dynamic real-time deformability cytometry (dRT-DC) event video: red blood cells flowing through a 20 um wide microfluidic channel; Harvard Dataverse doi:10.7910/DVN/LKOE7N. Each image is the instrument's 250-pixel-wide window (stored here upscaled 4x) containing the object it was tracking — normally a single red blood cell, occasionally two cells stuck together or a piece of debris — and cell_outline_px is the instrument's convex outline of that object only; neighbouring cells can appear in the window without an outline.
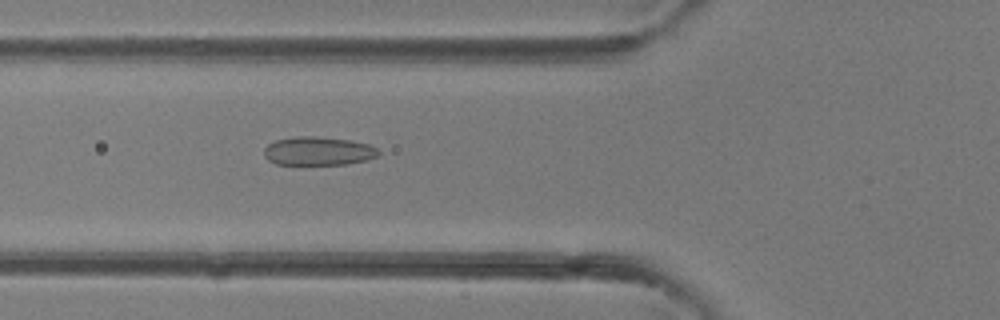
{"species": "common noctule bat (a hibernating species)", "species_latin": "Nyctalus noctula", "temperature_condition": "room temperature", "stored_images_in_passage": 40, "camera_frame_rate_fps": 3000, "um_per_image_px": 0.085, "animal": {"sex": "female"}, "frame": {"image": 1, "passage_image": 15, "time_ms": 4.667, "image_size_px": [1000, 320], "cell_outline_px": [[380, 152], [376, 156], [364, 160], [348, 164], [276, 164], [268, 160], [264, 156], [264, 148], [268, 144], [276, 140], [296, 136], [312, 136], [352, 140], [368, 144], [376, 148]], "centroid_in_image_um": [27.02, 12.83], "position_along_channel_um": 98.8, "area_um2": 18.96}}
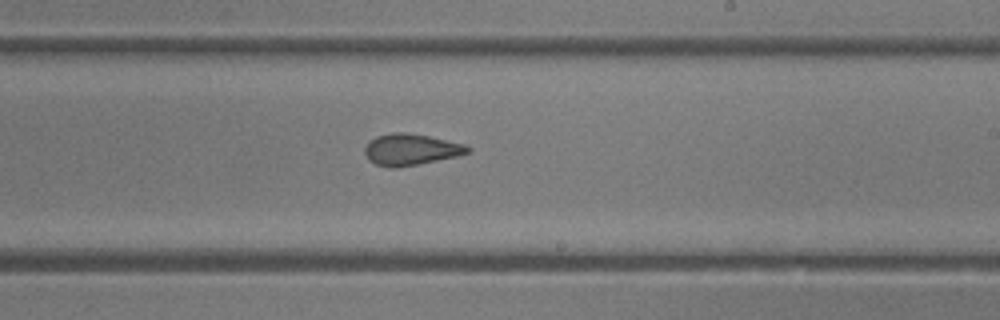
{"frame": {"image": 2, "passage_image": 24, "time_ms": 7.667, "image_size_px": [1000, 320], "cell_outline_px": [[472, 148], [468, 152], [456, 156], [396, 168], [388, 168], [376, 164], [368, 160], [364, 152], [364, 148], [376, 136], [392, 132], [404, 132], [428, 136], [468, 144]], "centroid_in_image_um": [34.92, 12.7], "position_along_channel_um": 254.1, "area_um2": 18.73}}
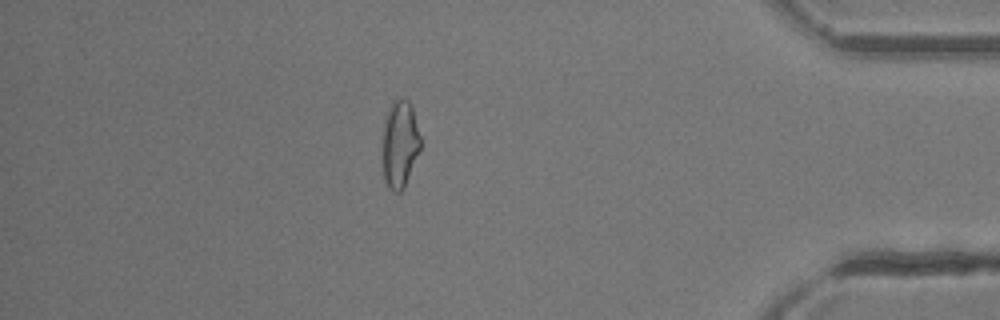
{"frame": {"image": 3, "passage_image": 35, "time_ms": 11.333, "image_size_px": [1000, 320], "cell_outline_px": [[420, 148], [404, 188], [400, 192], [392, 192], [388, 188], [384, 180], [380, 152], [380, 144], [384, 120], [388, 108], [392, 100], [400, 96], [404, 96], [412, 104], [420, 136]], "centroid_in_image_um": [33.92, 12.2], "position_along_channel_um": 401.3, "area_um2": 20.35}}